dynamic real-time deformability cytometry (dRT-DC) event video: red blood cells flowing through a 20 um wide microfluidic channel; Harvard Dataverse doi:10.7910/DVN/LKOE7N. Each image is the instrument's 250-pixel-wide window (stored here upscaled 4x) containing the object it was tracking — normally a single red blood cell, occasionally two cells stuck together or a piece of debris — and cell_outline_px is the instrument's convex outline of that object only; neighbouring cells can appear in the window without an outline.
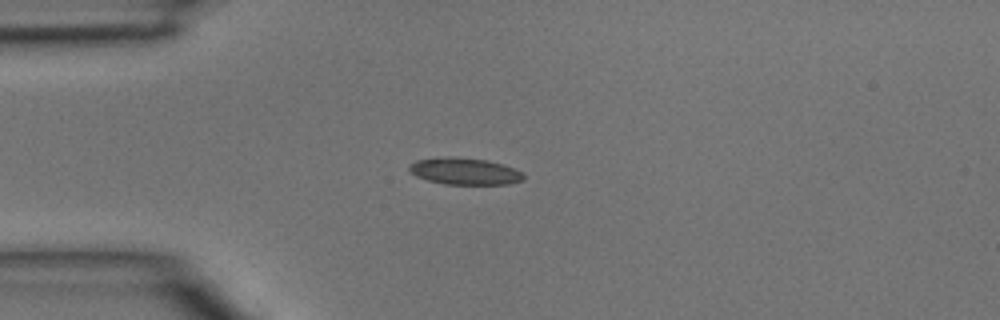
{"species": "common noctule bat (a hibernating species)", "species_latin": "Nyctalus noctula", "temperature_condition": "room temperature", "stored_images_in_passage": 35, "camera_frame_rate_fps": 3000, "um_per_image_px": 0.085, "animal": {"sex": "male", "body_mass_g": 15.6}, "frame": {"image": 1, "passage_image": 1, "time_ms": 0.0, "image_size_px": [1000, 320], "cell_outline_px": [[524, 180], [508, 184], [444, 184], [428, 180], [416, 176], [408, 168], [408, 164], [416, 160], [448, 156], [488, 160], [504, 164], [524, 172]], "centroid_in_image_um": [39.52, 14.55], "position_along_channel_um": 45.5, "area_um2": 17.98}}
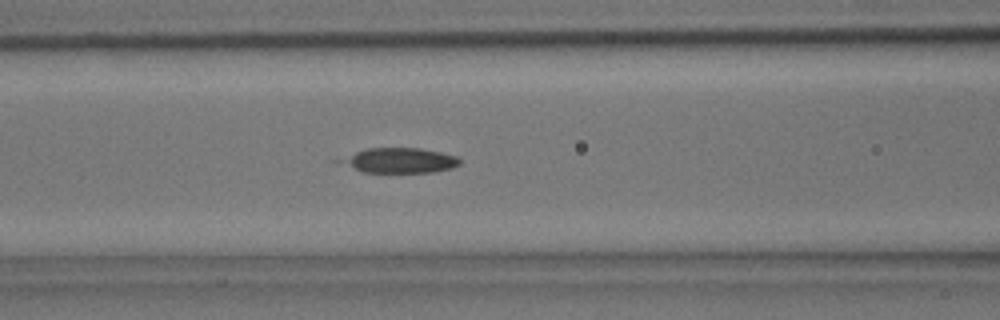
{"frame": {"image": 2, "passage_image": 8, "time_ms": 2.333, "image_size_px": [1000, 320], "cell_outline_px": [[460, 164], [452, 168], [432, 172], [364, 172], [332, 160], [364, 148], [420, 148], [440, 152], [456, 156], [460, 160]], "centroid_in_image_um": [33.89, 13.62], "position_along_channel_um": 132.7, "area_um2": 17.51}}
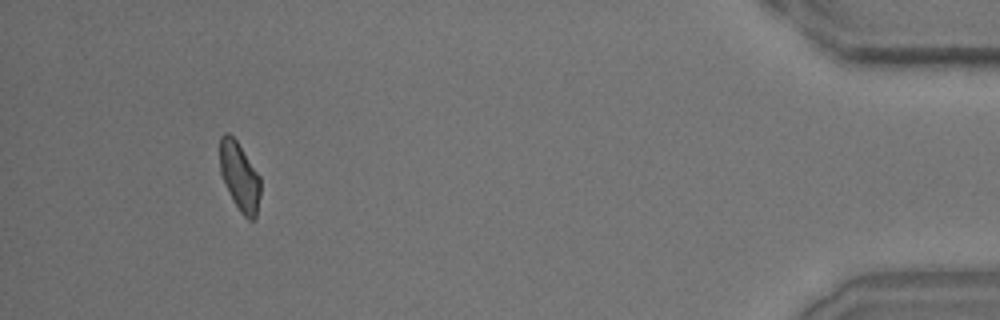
{"frame": {"image": 3, "passage_image": 32, "time_ms": 10.333, "image_size_px": [1000, 320], "cell_outline_px": [[260, 196], [256, 220], [248, 220], [240, 212], [232, 200], [220, 172], [220, 136], [224, 132], [228, 132], [236, 140], [260, 176]], "centroid_in_image_um": [20.37, 15.03], "position_along_channel_um": 414.8, "area_um2": 16.3}}